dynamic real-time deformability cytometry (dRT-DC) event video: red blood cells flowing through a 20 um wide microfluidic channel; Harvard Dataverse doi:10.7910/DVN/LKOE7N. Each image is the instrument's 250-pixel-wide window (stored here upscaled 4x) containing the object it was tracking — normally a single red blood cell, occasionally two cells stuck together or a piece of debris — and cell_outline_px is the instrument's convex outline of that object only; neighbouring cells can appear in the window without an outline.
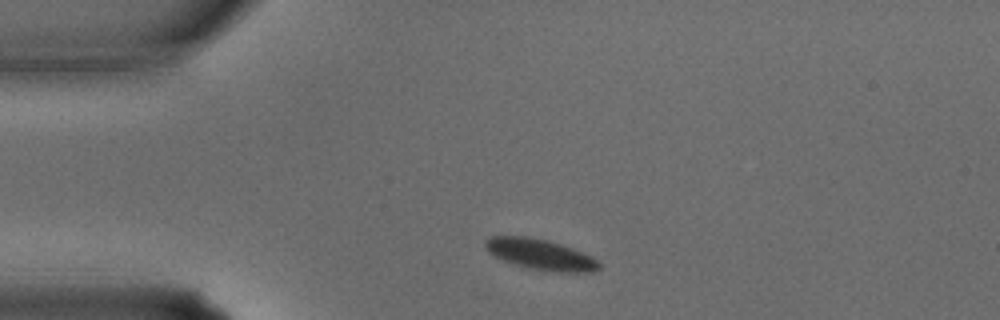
{"species": "common noctule bat (a hibernating species)", "species_latin": "Nyctalus noctula", "temperature_condition": "warm", "stored_images_in_passage": 26, "camera_frame_rate_fps": 3000, "um_per_image_px": 0.085, "animal": {"sex": "male", "body_mass_g": 15.6}, "frame": {"image": 1, "passage_image": 1, "time_ms": 0.0, "image_size_px": [1000, 320], "cell_outline_px": [[600, 268], [592, 272], [552, 272], [528, 268], [504, 260], [488, 252], [484, 248], [484, 240], [492, 236], [524, 236], [548, 240], [572, 248], [592, 256], [600, 264]], "centroid_in_image_um": [45.93, 21.62], "position_along_channel_um": 39.1, "area_um2": 20.29}}
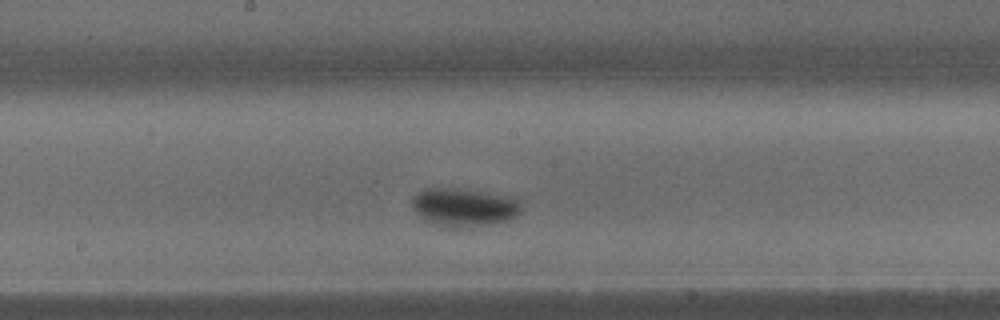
{"frame": {"image": 2, "passage_image": 12, "time_ms": 3.667, "image_size_px": [1000, 320], "cell_outline_px": [[524, 208], [516, 216], [508, 220], [496, 224], [464, 228], [444, 228], [432, 224], [424, 220], [412, 208], [412, 196], [416, 192], [424, 188], [456, 188], [512, 196], [524, 200]], "centroid_in_image_um": [39.48, 17.63], "position_along_channel_um": 208.7, "area_um2": 25.37}}
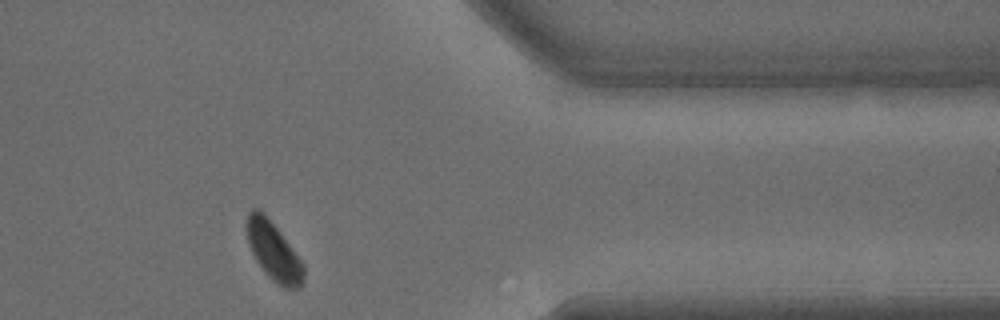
{"frame": {"image": 3, "passage_image": 23, "time_ms": 7.333, "image_size_px": [1000, 320], "cell_outline_px": [[304, 280], [296, 288], [284, 288], [272, 280], [264, 272], [256, 260], [248, 244], [244, 224], [248, 212], [252, 208], [260, 208], [264, 212], [280, 232], [304, 264]], "centroid_in_image_um": [23.21, 21.3], "position_along_channel_um": 388.2, "area_um2": 19.54}}